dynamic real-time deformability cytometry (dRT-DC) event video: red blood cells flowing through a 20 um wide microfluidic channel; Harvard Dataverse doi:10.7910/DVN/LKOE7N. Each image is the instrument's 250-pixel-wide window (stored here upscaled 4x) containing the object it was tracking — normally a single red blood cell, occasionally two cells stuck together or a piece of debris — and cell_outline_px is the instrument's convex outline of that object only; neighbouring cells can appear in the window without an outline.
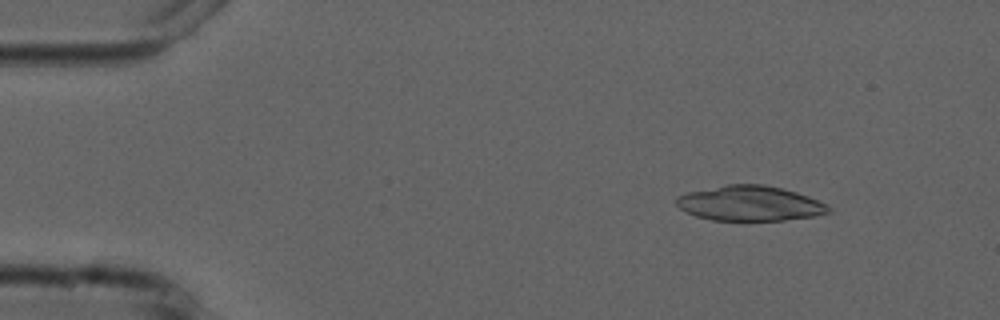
{"species": "common noctule bat (a hibernating species)", "species_latin": "Nyctalus noctula", "temperature_condition": "cold", "stored_images_in_passage": 10, "camera_frame_rate_fps": 3000, "um_per_image_px": 0.085, "animal": {"sex": "male", "forearm_length_mm": 52.5}, "frame": {"image": 1, "passage_image": 2, "time_ms": 1.333, "image_size_px": [1000, 320], "cell_outline_px": [[832, 212], [816, 216], [784, 220], [712, 220], [696, 216], [680, 208], [676, 204], [676, 196], [688, 192], [724, 184], [764, 184], [784, 188], [808, 196], [828, 204], [832, 208]], "centroid_in_image_um": [63.78, 17.28], "position_along_channel_um": 21.2, "area_um2": 31.33}}